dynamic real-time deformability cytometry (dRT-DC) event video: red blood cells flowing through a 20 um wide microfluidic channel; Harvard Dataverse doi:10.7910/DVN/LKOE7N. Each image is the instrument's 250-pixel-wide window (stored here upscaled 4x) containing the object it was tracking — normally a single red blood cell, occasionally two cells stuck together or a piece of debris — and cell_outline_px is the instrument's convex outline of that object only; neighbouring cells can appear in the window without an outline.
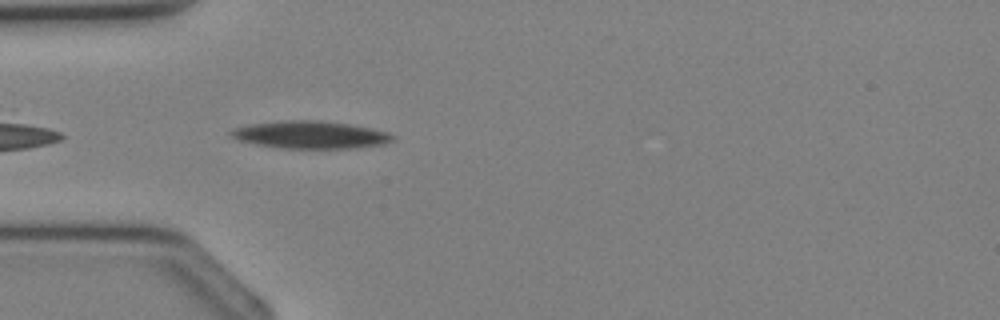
{"species": "Egyptian fruit bat (a non-hibernating species)", "species_latin": "Rousettus aegyptiacus", "temperature_condition": "cold", "stored_images_in_passage": 9, "camera_frame_rate_fps": 3000, "um_per_image_px": 0.085, "animal": {"sex": "female"}, "frame": {"image": 1, "passage_image": 2, "time_ms": 0.333, "image_size_px": [1000, 320], "cell_outline_px": [[396, 136], [392, 140], [384, 144], [356, 148], [284, 148], [256, 144], [240, 140], [228, 136], [228, 132], [232, 128], [252, 124], [288, 120], [320, 120], [348, 124], [388, 132]], "centroid_in_image_um": [26.37, 11.46], "position_along_channel_um": 58.6, "area_um2": 25.78}}
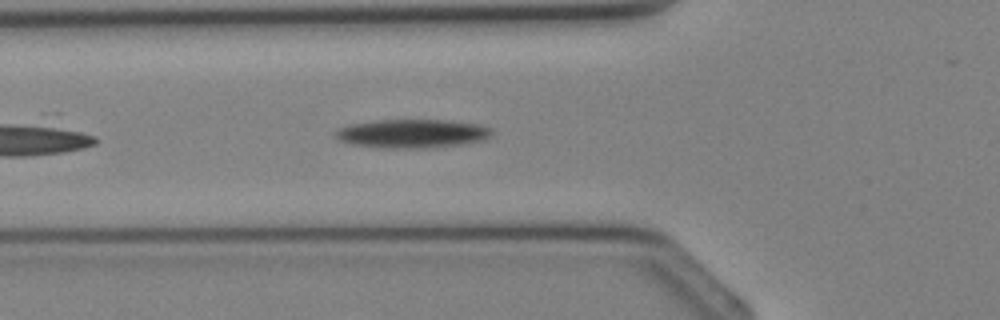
{"frame": {"image": 2, "passage_image": 4, "time_ms": 1.0, "image_size_px": [1000, 320], "cell_outline_px": [[492, 132], [484, 140], [460, 144], [420, 148], [380, 148], [348, 144], [340, 140], [336, 136], [336, 132], [340, 128], [348, 124], [376, 120], [444, 120], [480, 124], [492, 128]], "centroid_in_image_um": [35.0, 11.35], "position_along_channel_um": 90.8, "area_um2": 26.07}}
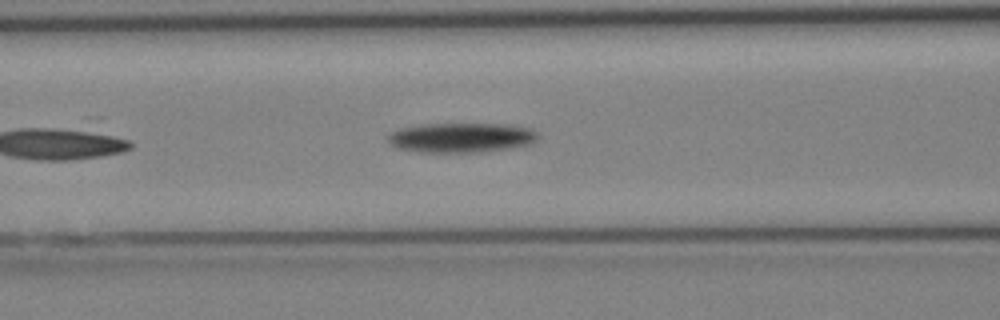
{"frame": {"image": 3, "passage_image": 6, "time_ms": 1.667, "image_size_px": [1000, 320], "cell_outline_px": [[540, 136], [532, 144], [504, 148], [472, 152], [420, 152], [396, 148], [388, 140], [388, 132], [400, 128], [420, 124], [504, 124], [528, 128], [536, 132]], "centroid_in_image_um": [39.15, 11.69], "position_along_channel_um": 127.5, "area_um2": 25.78}}